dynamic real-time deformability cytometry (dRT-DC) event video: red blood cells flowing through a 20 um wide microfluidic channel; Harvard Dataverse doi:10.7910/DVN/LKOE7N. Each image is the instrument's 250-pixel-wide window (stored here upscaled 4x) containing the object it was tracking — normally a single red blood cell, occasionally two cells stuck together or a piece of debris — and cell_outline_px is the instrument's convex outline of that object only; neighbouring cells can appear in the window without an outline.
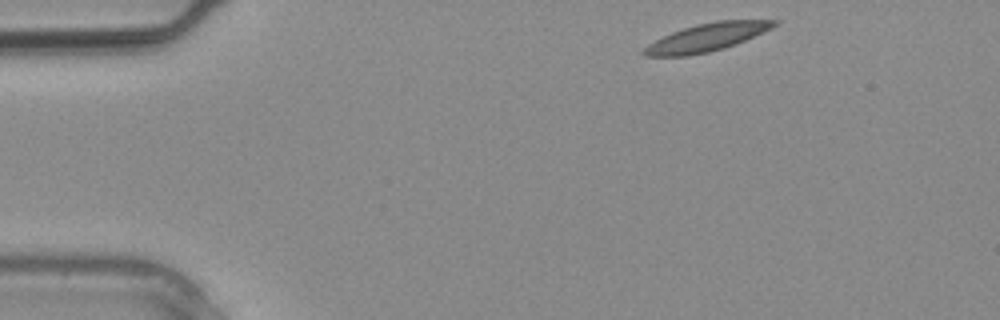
{"species": "common noctule bat (a hibernating species)", "species_latin": "Nyctalus noctula", "temperature_condition": "warm", "stored_images_in_passage": 2, "camera_frame_rate_fps": 3000, "um_per_image_px": 0.085, "animal": {"sex": "male", "body_mass_g": 20.4}, "frame": {"image": 1, "passage_image": 2, "time_ms": 0.333, "image_size_px": [1000, 320], "cell_outline_px": [[780, 20], [772, 28], [764, 32], [736, 44], [724, 48], [708, 52], [688, 56], [644, 56], [640, 52], [648, 44], [672, 32], [696, 24], [716, 20]], "centroid_in_image_um": [60.07, 3.18], "position_along_channel_um": 24.9, "area_um2": 21.1}}